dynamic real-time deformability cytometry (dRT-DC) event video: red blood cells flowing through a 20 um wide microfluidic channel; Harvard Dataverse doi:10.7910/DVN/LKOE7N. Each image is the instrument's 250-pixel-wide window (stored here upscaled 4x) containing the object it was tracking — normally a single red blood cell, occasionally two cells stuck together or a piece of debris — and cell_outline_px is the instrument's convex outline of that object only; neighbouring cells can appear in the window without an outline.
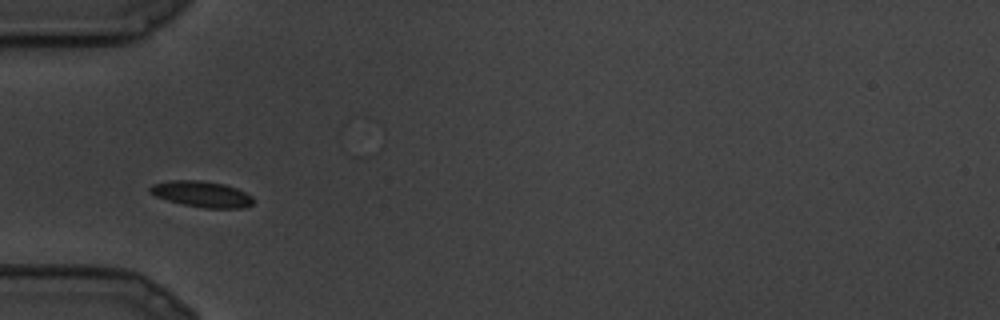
{"species": "common noctule bat (a hibernating species)", "species_latin": "Nyctalus noctula", "temperature_condition": "cold", "stored_images_in_passage": 4, "camera_frame_rate_fps": 3000, "um_per_image_px": 0.085, "animal": {"sex": "male", "body_mass_g": 19.5, "forearm_length_mm": 54.6}, "frame": {"image": 1, "passage_image": 1, "time_ms": 0.0, "image_size_px": [1000, 320], "cell_outline_px": [[256, 200], [252, 204], [244, 208], [204, 208], [184, 204], [168, 200], [156, 196], [148, 192], [148, 188], [152, 184], [168, 180], [200, 180], [224, 184], [236, 188], [252, 196]], "centroid_in_image_um": [17.15, 16.49], "position_along_channel_um": 67.9, "area_um2": 15.72}}
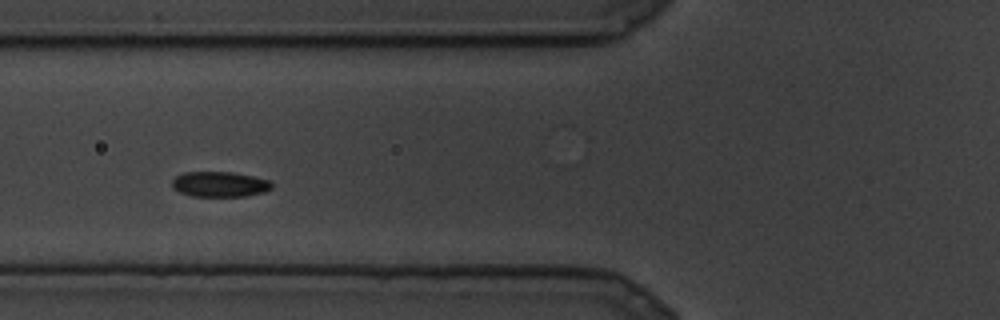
{"frame": {"image": 2, "passage_image": 3, "time_ms": 0.667, "image_size_px": [1000, 320], "cell_outline_px": [[272, 188], [264, 192], [244, 196], [192, 196], [180, 192], [172, 188], [172, 180], [176, 176], [184, 172], [232, 172], [252, 176], [268, 180], [272, 184]], "centroid_in_image_um": [18.65, 15.66], "position_along_channel_um": 107.2, "area_um2": 14.62}}